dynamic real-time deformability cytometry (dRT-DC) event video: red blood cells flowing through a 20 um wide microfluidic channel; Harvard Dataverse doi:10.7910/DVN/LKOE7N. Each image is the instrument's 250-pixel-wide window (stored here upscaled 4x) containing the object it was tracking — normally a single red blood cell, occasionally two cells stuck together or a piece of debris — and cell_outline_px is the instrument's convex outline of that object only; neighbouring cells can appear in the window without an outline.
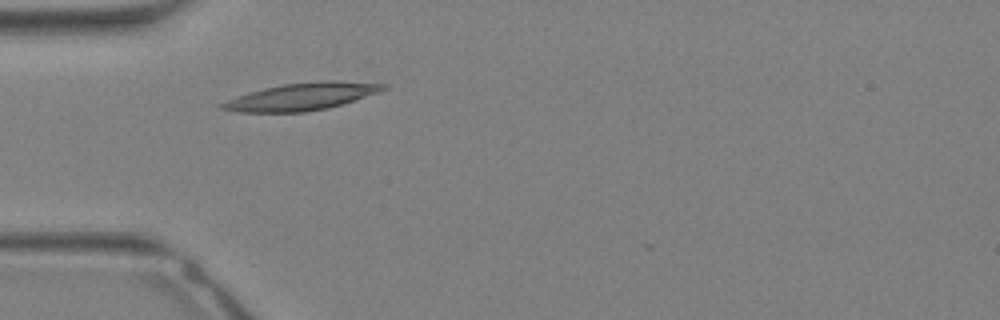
{"species": "Egyptian fruit bat (a non-hibernating species)", "species_latin": "Rousettus aegyptiacus", "temperature_condition": "warm", "stored_images_in_passage": 26, "camera_frame_rate_fps": 3000, "um_per_image_px": 0.085, "animal": {"sex": "female"}, "frame": {"image": 1, "passage_image": 3, "time_ms": 0.667, "image_size_px": [1000, 320], "cell_outline_px": [[388, 88], [380, 92], [328, 108], [304, 112], [236, 112], [220, 108], [216, 104], [236, 96], [248, 92], [264, 88], [284, 84], [328, 80], [336, 80], [388, 84]], "centroid_in_image_um": [25.62, 8.21], "position_along_channel_um": 59.4, "area_um2": 25.72}}
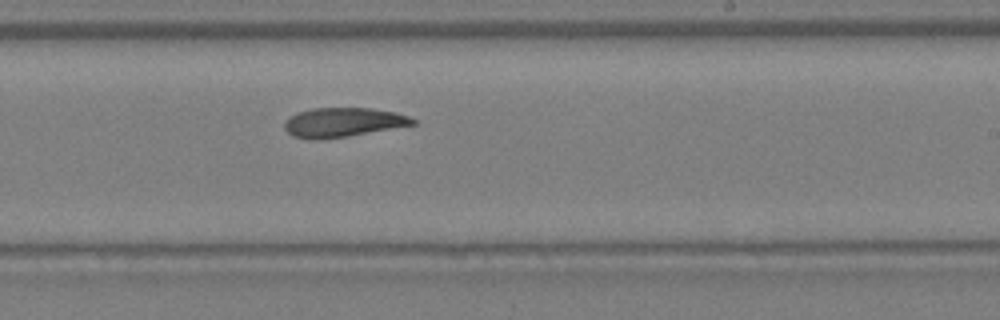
{"frame": {"image": 2, "passage_image": 13, "time_ms": 4.0, "image_size_px": [1000, 320], "cell_outline_px": [[420, 124], [348, 136], [320, 140], [312, 140], [292, 136], [284, 128], [284, 120], [296, 112], [312, 108], [372, 108], [396, 112], [420, 120]], "centroid_in_image_um": [29.2, 10.4], "position_along_channel_um": 259.8, "area_um2": 22.43}}
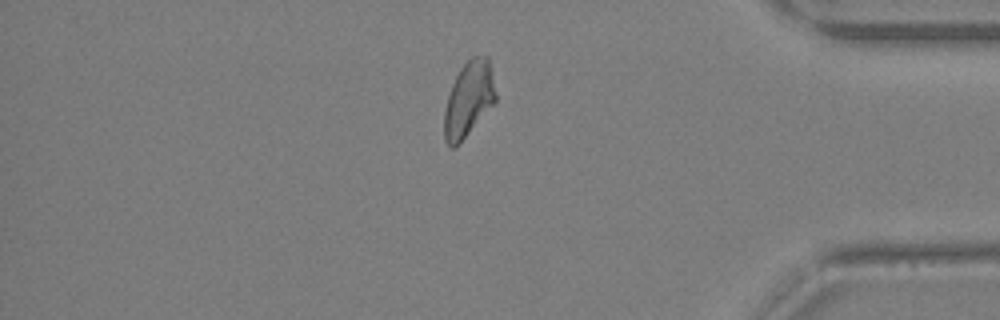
{"frame": {"image": 3, "passage_image": 21, "time_ms": 6.667, "image_size_px": [1000, 320], "cell_outline_px": [[496, 100], [468, 132], [452, 148], [444, 140], [444, 112], [448, 96], [452, 84], [460, 68], [472, 56], [488, 56], [492, 72], [496, 92]], "centroid_in_image_um": [39.83, 8.37], "position_along_channel_um": 395.4, "area_um2": 21.91}}